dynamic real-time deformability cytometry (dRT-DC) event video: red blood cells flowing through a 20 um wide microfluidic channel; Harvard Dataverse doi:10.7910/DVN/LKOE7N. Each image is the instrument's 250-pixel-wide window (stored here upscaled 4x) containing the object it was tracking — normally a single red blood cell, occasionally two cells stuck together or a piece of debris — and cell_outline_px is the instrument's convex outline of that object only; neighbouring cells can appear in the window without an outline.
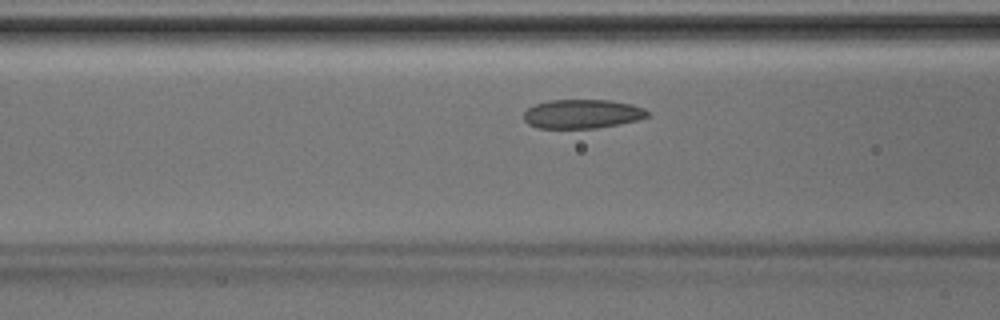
{"species": "Egyptian fruit bat (a non-hibernating species)", "species_latin": "Rousettus aegyptiacus", "temperature_condition": "room temperature", "stored_images_in_passage": 36, "camera_frame_rate_fps": 3000, "um_per_image_px": 0.085, "animal": {"sex": "male"}, "frame": {"image": 1, "passage_image": 10, "time_ms": 3.0, "image_size_px": [1000, 320], "cell_outline_px": [[652, 112], [648, 116], [636, 120], [620, 124], [596, 128], [536, 128], [528, 124], [524, 120], [524, 112], [528, 108], [536, 104], [548, 100], [612, 100], [632, 104], [644, 108]], "centroid_in_image_um": [49.51, 9.68], "position_along_channel_um": 117.1, "area_um2": 21.1}}
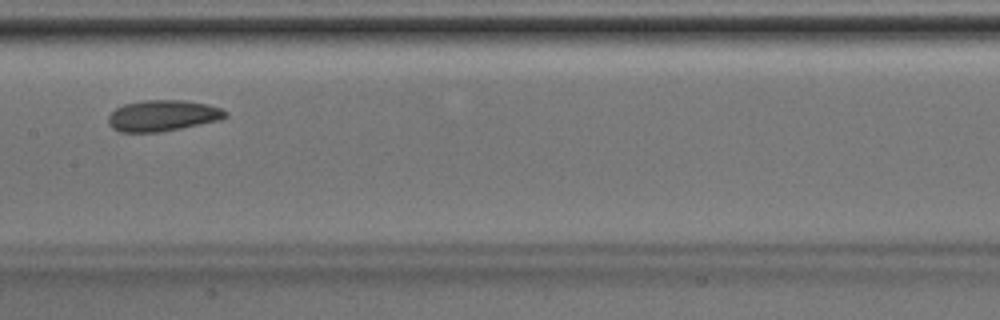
{"frame": {"image": 2, "passage_image": 15, "time_ms": 4.667, "image_size_px": [1000, 320], "cell_outline_px": [[228, 116], [220, 120], [160, 132], [120, 132], [112, 128], [108, 124], [108, 116], [116, 108], [124, 104], [140, 100], [184, 100], [208, 104], [220, 108], [228, 112]], "centroid_in_image_um": [13.82, 9.82], "position_along_channel_um": 193.6, "area_um2": 21.33}}
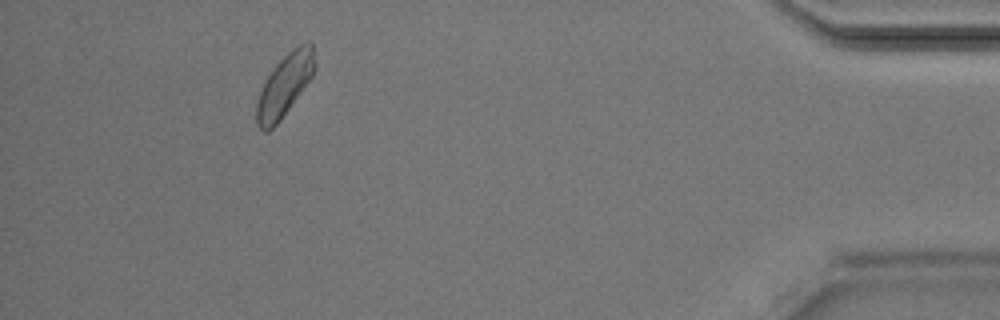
{"frame": {"image": 3, "passage_image": 33, "time_ms": 10.667, "image_size_px": [1000, 320], "cell_outline_px": [[316, 64], [312, 76], [280, 120], [268, 132], [264, 132], [256, 124], [256, 104], [264, 80], [276, 64], [292, 48], [300, 44], [312, 44]], "centroid_in_image_um": [24.17, 7.26], "position_along_channel_um": 411.0, "area_um2": 20.75}}